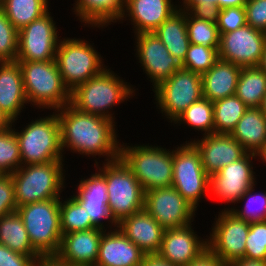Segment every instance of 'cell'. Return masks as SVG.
<instances>
[{
  "label": "cell",
  "instance_id": "cell-47",
  "mask_svg": "<svg viewBox=\"0 0 266 266\" xmlns=\"http://www.w3.org/2000/svg\"><path fill=\"white\" fill-rule=\"evenodd\" d=\"M186 266H228L208 247Z\"/></svg>",
  "mask_w": 266,
  "mask_h": 266
},
{
  "label": "cell",
  "instance_id": "cell-20",
  "mask_svg": "<svg viewBox=\"0 0 266 266\" xmlns=\"http://www.w3.org/2000/svg\"><path fill=\"white\" fill-rule=\"evenodd\" d=\"M190 224L165 229L157 255L176 266H186L208 247L207 238L199 237Z\"/></svg>",
  "mask_w": 266,
  "mask_h": 266
},
{
  "label": "cell",
  "instance_id": "cell-15",
  "mask_svg": "<svg viewBox=\"0 0 266 266\" xmlns=\"http://www.w3.org/2000/svg\"><path fill=\"white\" fill-rule=\"evenodd\" d=\"M259 157L253 153H246L239 160L222 167L210 176V195L227 203L239 201L242 195L257 184L256 172L253 171V159Z\"/></svg>",
  "mask_w": 266,
  "mask_h": 266
},
{
  "label": "cell",
  "instance_id": "cell-27",
  "mask_svg": "<svg viewBox=\"0 0 266 266\" xmlns=\"http://www.w3.org/2000/svg\"><path fill=\"white\" fill-rule=\"evenodd\" d=\"M72 11L86 27H107L120 22L124 0H75ZM112 22V23H111Z\"/></svg>",
  "mask_w": 266,
  "mask_h": 266
},
{
  "label": "cell",
  "instance_id": "cell-25",
  "mask_svg": "<svg viewBox=\"0 0 266 266\" xmlns=\"http://www.w3.org/2000/svg\"><path fill=\"white\" fill-rule=\"evenodd\" d=\"M28 104L18 61L0 62V107L14 122Z\"/></svg>",
  "mask_w": 266,
  "mask_h": 266
},
{
  "label": "cell",
  "instance_id": "cell-41",
  "mask_svg": "<svg viewBox=\"0 0 266 266\" xmlns=\"http://www.w3.org/2000/svg\"><path fill=\"white\" fill-rule=\"evenodd\" d=\"M244 257L266 261V221L250 223Z\"/></svg>",
  "mask_w": 266,
  "mask_h": 266
},
{
  "label": "cell",
  "instance_id": "cell-10",
  "mask_svg": "<svg viewBox=\"0 0 266 266\" xmlns=\"http://www.w3.org/2000/svg\"><path fill=\"white\" fill-rule=\"evenodd\" d=\"M174 148L172 186L197 210L201 198L210 195V176L204 171L200 153L191 142L185 141Z\"/></svg>",
  "mask_w": 266,
  "mask_h": 266
},
{
  "label": "cell",
  "instance_id": "cell-24",
  "mask_svg": "<svg viewBox=\"0 0 266 266\" xmlns=\"http://www.w3.org/2000/svg\"><path fill=\"white\" fill-rule=\"evenodd\" d=\"M117 227L146 255L159 252L165 229L145 209L122 219Z\"/></svg>",
  "mask_w": 266,
  "mask_h": 266
},
{
  "label": "cell",
  "instance_id": "cell-52",
  "mask_svg": "<svg viewBox=\"0 0 266 266\" xmlns=\"http://www.w3.org/2000/svg\"><path fill=\"white\" fill-rule=\"evenodd\" d=\"M13 120L0 107V131L12 126Z\"/></svg>",
  "mask_w": 266,
  "mask_h": 266
},
{
  "label": "cell",
  "instance_id": "cell-51",
  "mask_svg": "<svg viewBox=\"0 0 266 266\" xmlns=\"http://www.w3.org/2000/svg\"><path fill=\"white\" fill-rule=\"evenodd\" d=\"M228 266H266V261L248 259L244 257L228 264Z\"/></svg>",
  "mask_w": 266,
  "mask_h": 266
},
{
  "label": "cell",
  "instance_id": "cell-22",
  "mask_svg": "<svg viewBox=\"0 0 266 266\" xmlns=\"http://www.w3.org/2000/svg\"><path fill=\"white\" fill-rule=\"evenodd\" d=\"M145 255L116 227L102 234L95 266H141Z\"/></svg>",
  "mask_w": 266,
  "mask_h": 266
},
{
  "label": "cell",
  "instance_id": "cell-31",
  "mask_svg": "<svg viewBox=\"0 0 266 266\" xmlns=\"http://www.w3.org/2000/svg\"><path fill=\"white\" fill-rule=\"evenodd\" d=\"M266 94V74L258 67H242L235 95L248 107H260Z\"/></svg>",
  "mask_w": 266,
  "mask_h": 266
},
{
  "label": "cell",
  "instance_id": "cell-38",
  "mask_svg": "<svg viewBox=\"0 0 266 266\" xmlns=\"http://www.w3.org/2000/svg\"><path fill=\"white\" fill-rule=\"evenodd\" d=\"M186 27L191 44L219 49L220 35L217 23L193 17L186 11Z\"/></svg>",
  "mask_w": 266,
  "mask_h": 266
},
{
  "label": "cell",
  "instance_id": "cell-29",
  "mask_svg": "<svg viewBox=\"0 0 266 266\" xmlns=\"http://www.w3.org/2000/svg\"><path fill=\"white\" fill-rule=\"evenodd\" d=\"M154 33L170 54L182 63L190 45L186 27V11L180 9L175 11Z\"/></svg>",
  "mask_w": 266,
  "mask_h": 266
},
{
  "label": "cell",
  "instance_id": "cell-42",
  "mask_svg": "<svg viewBox=\"0 0 266 266\" xmlns=\"http://www.w3.org/2000/svg\"><path fill=\"white\" fill-rule=\"evenodd\" d=\"M247 25L244 7L220 9L217 22L219 34L229 33Z\"/></svg>",
  "mask_w": 266,
  "mask_h": 266
},
{
  "label": "cell",
  "instance_id": "cell-23",
  "mask_svg": "<svg viewBox=\"0 0 266 266\" xmlns=\"http://www.w3.org/2000/svg\"><path fill=\"white\" fill-rule=\"evenodd\" d=\"M104 232V229L92 228L63 234L56 255L74 266H95Z\"/></svg>",
  "mask_w": 266,
  "mask_h": 266
},
{
  "label": "cell",
  "instance_id": "cell-45",
  "mask_svg": "<svg viewBox=\"0 0 266 266\" xmlns=\"http://www.w3.org/2000/svg\"><path fill=\"white\" fill-rule=\"evenodd\" d=\"M178 9L187 11L193 17L213 23H217L219 19L220 8L214 3L211 5H180L178 2Z\"/></svg>",
  "mask_w": 266,
  "mask_h": 266
},
{
  "label": "cell",
  "instance_id": "cell-46",
  "mask_svg": "<svg viewBox=\"0 0 266 266\" xmlns=\"http://www.w3.org/2000/svg\"><path fill=\"white\" fill-rule=\"evenodd\" d=\"M34 262L32 257L14 252L0 244V266H33Z\"/></svg>",
  "mask_w": 266,
  "mask_h": 266
},
{
  "label": "cell",
  "instance_id": "cell-5",
  "mask_svg": "<svg viewBox=\"0 0 266 266\" xmlns=\"http://www.w3.org/2000/svg\"><path fill=\"white\" fill-rule=\"evenodd\" d=\"M63 163L64 161H52L45 164L21 165L11 174L17 207L61 198L66 188Z\"/></svg>",
  "mask_w": 266,
  "mask_h": 266
},
{
  "label": "cell",
  "instance_id": "cell-17",
  "mask_svg": "<svg viewBox=\"0 0 266 266\" xmlns=\"http://www.w3.org/2000/svg\"><path fill=\"white\" fill-rule=\"evenodd\" d=\"M136 37V38H135ZM135 55L153 88L169 79L182 64L167 50L157 35L152 33L135 34Z\"/></svg>",
  "mask_w": 266,
  "mask_h": 266
},
{
  "label": "cell",
  "instance_id": "cell-36",
  "mask_svg": "<svg viewBox=\"0 0 266 266\" xmlns=\"http://www.w3.org/2000/svg\"><path fill=\"white\" fill-rule=\"evenodd\" d=\"M256 184L248 189L236 204L245 200L244 207H226L222 210H229L239 219L247 223H257L266 221V191L264 193H254ZM247 199V200H246Z\"/></svg>",
  "mask_w": 266,
  "mask_h": 266
},
{
  "label": "cell",
  "instance_id": "cell-37",
  "mask_svg": "<svg viewBox=\"0 0 266 266\" xmlns=\"http://www.w3.org/2000/svg\"><path fill=\"white\" fill-rule=\"evenodd\" d=\"M0 131V171L4 175H11L19 169L21 164L20 148L14 131L16 123Z\"/></svg>",
  "mask_w": 266,
  "mask_h": 266
},
{
  "label": "cell",
  "instance_id": "cell-39",
  "mask_svg": "<svg viewBox=\"0 0 266 266\" xmlns=\"http://www.w3.org/2000/svg\"><path fill=\"white\" fill-rule=\"evenodd\" d=\"M218 59L217 48L190 43L181 64L182 68L202 75L213 67Z\"/></svg>",
  "mask_w": 266,
  "mask_h": 266
},
{
  "label": "cell",
  "instance_id": "cell-13",
  "mask_svg": "<svg viewBox=\"0 0 266 266\" xmlns=\"http://www.w3.org/2000/svg\"><path fill=\"white\" fill-rule=\"evenodd\" d=\"M218 213L209 232L210 236L206 235L208 248L226 264H230L244 258L250 224L229 210Z\"/></svg>",
  "mask_w": 266,
  "mask_h": 266
},
{
  "label": "cell",
  "instance_id": "cell-32",
  "mask_svg": "<svg viewBox=\"0 0 266 266\" xmlns=\"http://www.w3.org/2000/svg\"><path fill=\"white\" fill-rule=\"evenodd\" d=\"M49 0H0V7L19 31L49 10Z\"/></svg>",
  "mask_w": 266,
  "mask_h": 266
},
{
  "label": "cell",
  "instance_id": "cell-21",
  "mask_svg": "<svg viewBox=\"0 0 266 266\" xmlns=\"http://www.w3.org/2000/svg\"><path fill=\"white\" fill-rule=\"evenodd\" d=\"M177 10L172 0H124L120 23L131 20L134 35L152 33Z\"/></svg>",
  "mask_w": 266,
  "mask_h": 266
},
{
  "label": "cell",
  "instance_id": "cell-48",
  "mask_svg": "<svg viewBox=\"0 0 266 266\" xmlns=\"http://www.w3.org/2000/svg\"><path fill=\"white\" fill-rule=\"evenodd\" d=\"M247 0H182L181 5H211L217 4L220 9L230 7H245Z\"/></svg>",
  "mask_w": 266,
  "mask_h": 266
},
{
  "label": "cell",
  "instance_id": "cell-40",
  "mask_svg": "<svg viewBox=\"0 0 266 266\" xmlns=\"http://www.w3.org/2000/svg\"><path fill=\"white\" fill-rule=\"evenodd\" d=\"M19 31L12 25L0 7V62L16 61Z\"/></svg>",
  "mask_w": 266,
  "mask_h": 266
},
{
  "label": "cell",
  "instance_id": "cell-16",
  "mask_svg": "<svg viewBox=\"0 0 266 266\" xmlns=\"http://www.w3.org/2000/svg\"><path fill=\"white\" fill-rule=\"evenodd\" d=\"M219 35V59L241 67L258 66L266 43L265 32L245 25Z\"/></svg>",
  "mask_w": 266,
  "mask_h": 266
},
{
  "label": "cell",
  "instance_id": "cell-8",
  "mask_svg": "<svg viewBox=\"0 0 266 266\" xmlns=\"http://www.w3.org/2000/svg\"><path fill=\"white\" fill-rule=\"evenodd\" d=\"M33 249L40 255L58 253L62 231L60 198L37 201L17 207Z\"/></svg>",
  "mask_w": 266,
  "mask_h": 266
},
{
  "label": "cell",
  "instance_id": "cell-44",
  "mask_svg": "<svg viewBox=\"0 0 266 266\" xmlns=\"http://www.w3.org/2000/svg\"><path fill=\"white\" fill-rule=\"evenodd\" d=\"M16 210L17 204L12 177L11 175H3L0 177V217Z\"/></svg>",
  "mask_w": 266,
  "mask_h": 266
},
{
  "label": "cell",
  "instance_id": "cell-3",
  "mask_svg": "<svg viewBox=\"0 0 266 266\" xmlns=\"http://www.w3.org/2000/svg\"><path fill=\"white\" fill-rule=\"evenodd\" d=\"M28 104L37 109H60L71 102L55 60L18 61Z\"/></svg>",
  "mask_w": 266,
  "mask_h": 266
},
{
  "label": "cell",
  "instance_id": "cell-50",
  "mask_svg": "<svg viewBox=\"0 0 266 266\" xmlns=\"http://www.w3.org/2000/svg\"><path fill=\"white\" fill-rule=\"evenodd\" d=\"M141 266H176L160 258L157 254L145 255Z\"/></svg>",
  "mask_w": 266,
  "mask_h": 266
},
{
  "label": "cell",
  "instance_id": "cell-30",
  "mask_svg": "<svg viewBox=\"0 0 266 266\" xmlns=\"http://www.w3.org/2000/svg\"><path fill=\"white\" fill-rule=\"evenodd\" d=\"M0 244L10 250L32 257L40 255L33 249L28 232L17 211L0 217Z\"/></svg>",
  "mask_w": 266,
  "mask_h": 266
},
{
  "label": "cell",
  "instance_id": "cell-2",
  "mask_svg": "<svg viewBox=\"0 0 266 266\" xmlns=\"http://www.w3.org/2000/svg\"><path fill=\"white\" fill-rule=\"evenodd\" d=\"M133 86L107 67L71 91L70 104L81 112L115 121L111 110L136 95Z\"/></svg>",
  "mask_w": 266,
  "mask_h": 266
},
{
  "label": "cell",
  "instance_id": "cell-11",
  "mask_svg": "<svg viewBox=\"0 0 266 266\" xmlns=\"http://www.w3.org/2000/svg\"><path fill=\"white\" fill-rule=\"evenodd\" d=\"M152 91L159 112L173 123L190 105L203 97L201 75L181 68Z\"/></svg>",
  "mask_w": 266,
  "mask_h": 266
},
{
  "label": "cell",
  "instance_id": "cell-53",
  "mask_svg": "<svg viewBox=\"0 0 266 266\" xmlns=\"http://www.w3.org/2000/svg\"><path fill=\"white\" fill-rule=\"evenodd\" d=\"M258 67L266 74V43Z\"/></svg>",
  "mask_w": 266,
  "mask_h": 266
},
{
  "label": "cell",
  "instance_id": "cell-35",
  "mask_svg": "<svg viewBox=\"0 0 266 266\" xmlns=\"http://www.w3.org/2000/svg\"><path fill=\"white\" fill-rule=\"evenodd\" d=\"M60 198V222L63 234L78 232L96 227L90 220L85 208L71 195L63 200Z\"/></svg>",
  "mask_w": 266,
  "mask_h": 266
},
{
  "label": "cell",
  "instance_id": "cell-7",
  "mask_svg": "<svg viewBox=\"0 0 266 266\" xmlns=\"http://www.w3.org/2000/svg\"><path fill=\"white\" fill-rule=\"evenodd\" d=\"M34 120H31L29 124L26 123L27 125H24L25 128L23 127L21 131L14 128L20 148L21 164L65 161L56 111Z\"/></svg>",
  "mask_w": 266,
  "mask_h": 266
},
{
  "label": "cell",
  "instance_id": "cell-33",
  "mask_svg": "<svg viewBox=\"0 0 266 266\" xmlns=\"http://www.w3.org/2000/svg\"><path fill=\"white\" fill-rule=\"evenodd\" d=\"M248 107L236 95L213 102L214 133L231 134Z\"/></svg>",
  "mask_w": 266,
  "mask_h": 266
},
{
  "label": "cell",
  "instance_id": "cell-18",
  "mask_svg": "<svg viewBox=\"0 0 266 266\" xmlns=\"http://www.w3.org/2000/svg\"><path fill=\"white\" fill-rule=\"evenodd\" d=\"M77 183V192L73 197L85 208L91 222L98 228L107 230L117 227V223L110 215L108 207L107 184L105 177L97 170L89 178L82 179ZM108 225H106L107 222ZM105 223V224H104Z\"/></svg>",
  "mask_w": 266,
  "mask_h": 266
},
{
  "label": "cell",
  "instance_id": "cell-19",
  "mask_svg": "<svg viewBox=\"0 0 266 266\" xmlns=\"http://www.w3.org/2000/svg\"><path fill=\"white\" fill-rule=\"evenodd\" d=\"M201 156L204 171L209 175L242 158L247 152L230 134H210L197 139L190 138Z\"/></svg>",
  "mask_w": 266,
  "mask_h": 266
},
{
  "label": "cell",
  "instance_id": "cell-1",
  "mask_svg": "<svg viewBox=\"0 0 266 266\" xmlns=\"http://www.w3.org/2000/svg\"><path fill=\"white\" fill-rule=\"evenodd\" d=\"M60 124L62 151L105 157L104 162L120 158L121 143L113 120L81 112L71 104L55 110Z\"/></svg>",
  "mask_w": 266,
  "mask_h": 266
},
{
  "label": "cell",
  "instance_id": "cell-28",
  "mask_svg": "<svg viewBox=\"0 0 266 266\" xmlns=\"http://www.w3.org/2000/svg\"><path fill=\"white\" fill-rule=\"evenodd\" d=\"M230 135L247 153L259 155L266 148V116L260 107L248 108Z\"/></svg>",
  "mask_w": 266,
  "mask_h": 266
},
{
  "label": "cell",
  "instance_id": "cell-55",
  "mask_svg": "<svg viewBox=\"0 0 266 266\" xmlns=\"http://www.w3.org/2000/svg\"><path fill=\"white\" fill-rule=\"evenodd\" d=\"M258 156V158L261 159L263 163H266V148Z\"/></svg>",
  "mask_w": 266,
  "mask_h": 266
},
{
  "label": "cell",
  "instance_id": "cell-4",
  "mask_svg": "<svg viewBox=\"0 0 266 266\" xmlns=\"http://www.w3.org/2000/svg\"><path fill=\"white\" fill-rule=\"evenodd\" d=\"M96 160L94 167L105 177L107 184L108 207L113 220L118 224L122 219L143 210L145 192L124 161L118 158L103 162L101 166Z\"/></svg>",
  "mask_w": 266,
  "mask_h": 266
},
{
  "label": "cell",
  "instance_id": "cell-43",
  "mask_svg": "<svg viewBox=\"0 0 266 266\" xmlns=\"http://www.w3.org/2000/svg\"><path fill=\"white\" fill-rule=\"evenodd\" d=\"M244 8L247 25L266 33V0H247Z\"/></svg>",
  "mask_w": 266,
  "mask_h": 266
},
{
  "label": "cell",
  "instance_id": "cell-9",
  "mask_svg": "<svg viewBox=\"0 0 266 266\" xmlns=\"http://www.w3.org/2000/svg\"><path fill=\"white\" fill-rule=\"evenodd\" d=\"M93 46L94 43L81 38L60 39L55 61L70 92L90 78L100 75L108 67Z\"/></svg>",
  "mask_w": 266,
  "mask_h": 266
},
{
  "label": "cell",
  "instance_id": "cell-14",
  "mask_svg": "<svg viewBox=\"0 0 266 266\" xmlns=\"http://www.w3.org/2000/svg\"><path fill=\"white\" fill-rule=\"evenodd\" d=\"M144 209L164 229L189 226L197 211L173 186L146 191Z\"/></svg>",
  "mask_w": 266,
  "mask_h": 266
},
{
  "label": "cell",
  "instance_id": "cell-26",
  "mask_svg": "<svg viewBox=\"0 0 266 266\" xmlns=\"http://www.w3.org/2000/svg\"><path fill=\"white\" fill-rule=\"evenodd\" d=\"M241 69V66L218 59L201 75L203 97L214 102L235 95Z\"/></svg>",
  "mask_w": 266,
  "mask_h": 266
},
{
  "label": "cell",
  "instance_id": "cell-54",
  "mask_svg": "<svg viewBox=\"0 0 266 266\" xmlns=\"http://www.w3.org/2000/svg\"><path fill=\"white\" fill-rule=\"evenodd\" d=\"M260 109H261L262 113L266 116V94L263 98V102L260 106Z\"/></svg>",
  "mask_w": 266,
  "mask_h": 266
},
{
  "label": "cell",
  "instance_id": "cell-12",
  "mask_svg": "<svg viewBox=\"0 0 266 266\" xmlns=\"http://www.w3.org/2000/svg\"><path fill=\"white\" fill-rule=\"evenodd\" d=\"M50 9L41 17L19 30L16 61L55 60L59 37Z\"/></svg>",
  "mask_w": 266,
  "mask_h": 266
},
{
  "label": "cell",
  "instance_id": "cell-49",
  "mask_svg": "<svg viewBox=\"0 0 266 266\" xmlns=\"http://www.w3.org/2000/svg\"><path fill=\"white\" fill-rule=\"evenodd\" d=\"M33 266H74L70 263L61 260L57 255H42L39 256Z\"/></svg>",
  "mask_w": 266,
  "mask_h": 266
},
{
  "label": "cell",
  "instance_id": "cell-6",
  "mask_svg": "<svg viewBox=\"0 0 266 266\" xmlns=\"http://www.w3.org/2000/svg\"><path fill=\"white\" fill-rule=\"evenodd\" d=\"M139 145L121 143L120 158L131 169L144 192L172 186L173 149L149 146V143Z\"/></svg>",
  "mask_w": 266,
  "mask_h": 266
},
{
  "label": "cell",
  "instance_id": "cell-34",
  "mask_svg": "<svg viewBox=\"0 0 266 266\" xmlns=\"http://www.w3.org/2000/svg\"><path fill=\"white\" fill-rule=\"evenodd\" d=\"M187 124L189 128L201 131V135L214 134L213 102L202 97L190 105L174 122L173 125Z\"/></svg>",
  "mask_w": 266,
  "mask_h": 266
}]
</instances>
